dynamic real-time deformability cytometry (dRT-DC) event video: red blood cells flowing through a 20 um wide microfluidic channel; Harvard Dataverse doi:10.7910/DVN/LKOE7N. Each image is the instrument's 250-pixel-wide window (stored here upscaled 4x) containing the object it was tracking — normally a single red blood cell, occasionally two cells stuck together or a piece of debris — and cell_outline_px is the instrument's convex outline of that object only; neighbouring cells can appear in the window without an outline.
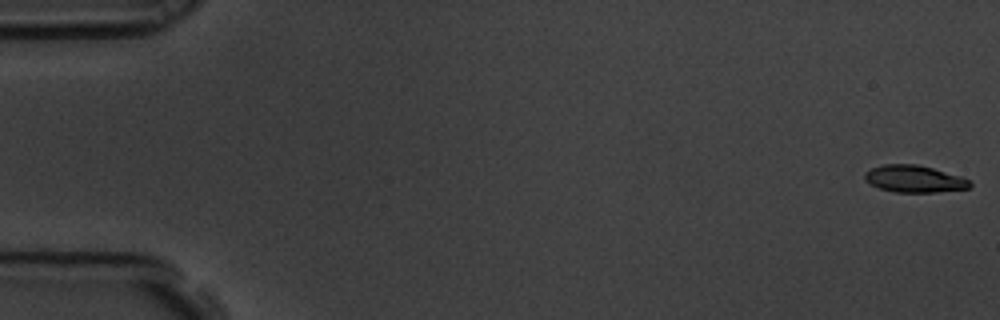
{"species": "common noctule bat (a hibernating species)", "species_latin": "Nyctalus noctula", "temperature_condition": "room temperature", "stored_images_in_passage": 5, "camera_frame_rate_fps": 3000, "um_per_image_px": 0.085, "animal": {"sex": "male", "body_mass_g": 19.5, "forearm_length_mm": 54.6}, "frame": {"image": 1, "passage_image": 1, "time_ms": 0.0, "image_size_px": [1000, 320], "cell_outline_px": [[972, 184], [968, 188], [936, 192], [896, 192], [880, 188], [864, 180], [864, 172], [872, 168], [884, 164], [916, 164], [932, 168], [960, 176], [968, 180]], "centroid_in_image_um": [77.68, 15.2], "position_along_channel_um": 7.3, "area_um2": 16.36}}
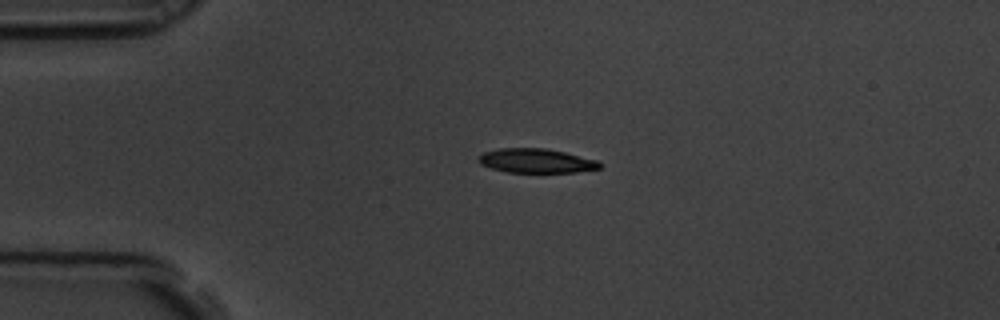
{"frame": {"image": 2, "passage_image": 4, "time_ms": 1.0, "image_size_px": [1000, 320], "cell_outline_px": [[604, 164], [600, 168], [576, 172], [508, 172], [492, 168], [480, 164], [476, 160], [484, 152], [500, 148], [544, 148], [564, 152], [596, 160]], "centroid_in_image_um": [45.57, 13.66], "position_along_channel_um": 39.4, "area_um2": 16.99}}